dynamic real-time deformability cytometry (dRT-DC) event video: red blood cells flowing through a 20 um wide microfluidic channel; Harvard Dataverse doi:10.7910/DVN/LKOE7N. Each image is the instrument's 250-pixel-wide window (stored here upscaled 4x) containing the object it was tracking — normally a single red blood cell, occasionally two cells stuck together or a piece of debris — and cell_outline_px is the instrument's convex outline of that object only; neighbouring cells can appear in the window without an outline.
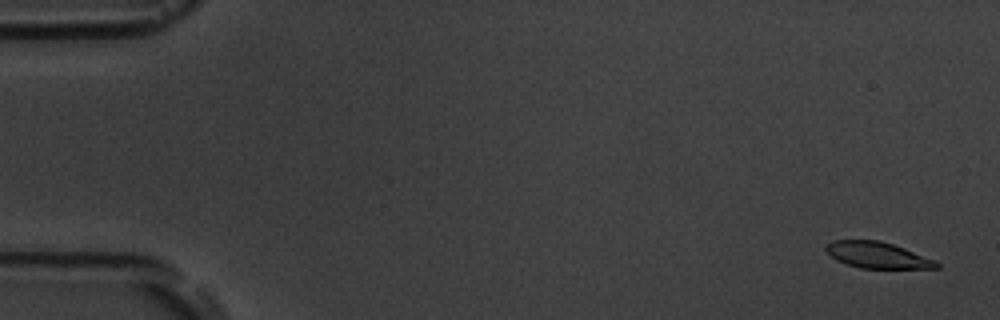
{"species": "common noctule bat (a hibernating species)", "species_latin": "Nyctalus noctula", "temperature_condition": "room temperature", "stored_images_in_passage": 9, "camera_frame_rate_fps": 3000, "um_per_image_px": 0.085, "animal": {"sex": "male", "body_mass_g": 19.5, "forearm_length_mm": 54.6}, "frame": {"image": 1, "passage_image": 1, "time_ms": 0.0, "image_size_px": [1000, 320], "cell_outline_px": [[940, 268], [860, 268], [836, 260], [824, 248], [832, 240], [880, 240], [904, 248], [936, 260], [940, 264]], "centroid_in_image_um": [74.6, 21.68], "position_along_channel_um": 10.4, "area_um2": 16.76}}
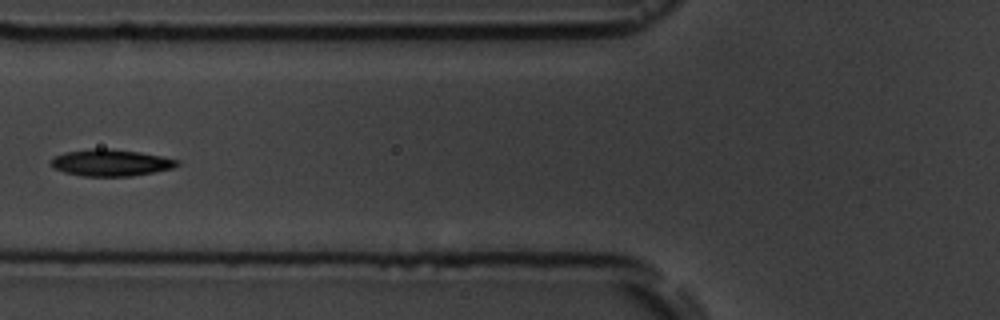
{"frame": {"image": 2, "passage_image": 7, "time_ms": 6.667, "image_size_px": [1000, 320], "cell_outline_px": [[180, 164], [172, 168], [132, 176], [84, 176], [64, 172], [56, 168], [52, 164], [52, 160], [56, 156], [64, 152], [92, 148], [108, 148], [140, 152], [180, 160]], "centroid_in_image_um": [9.45, 13.82], "position_along_channel_um": 116.4, "area_um2": 19.42}}
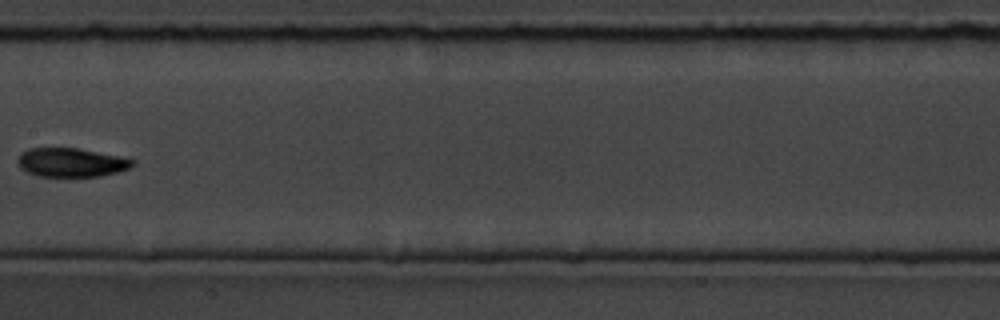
{"frame": {"image": 3, "passage_image": 9, "time_ms": 9.0, "image_size_px": [1000, 320], "cell_outline_px": [[136, 164], [128, 168], [116, 172], [100, 176], [40, 176], [28, 172], [20, 168], [16, 160], [28, 148], [80, 148], [120, 156], [132, 160]], "centroid_in_image_um": [6.05, 13.8], "position_along_channel_um": 201.4, "area_um2": 19.13}}